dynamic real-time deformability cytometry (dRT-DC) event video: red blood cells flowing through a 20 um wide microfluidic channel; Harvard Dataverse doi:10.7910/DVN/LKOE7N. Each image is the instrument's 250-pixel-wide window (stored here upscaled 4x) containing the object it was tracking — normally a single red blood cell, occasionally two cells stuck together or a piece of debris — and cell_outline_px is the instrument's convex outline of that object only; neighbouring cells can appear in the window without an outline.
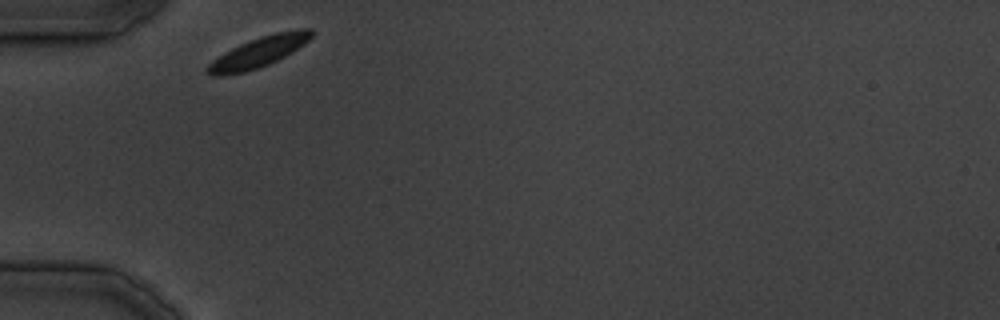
{"species": "common noctule bat (a hibernating species)", "species_latin": "Nyctalus noctula", "temperature_condition": "cold", "stored_images_in_passage": 9, "camera_frame_rate_fps": 3000, "um_per_image_px": 0.085, "animal": {"sex": "male", "body_mass_g": 19.5, "forearm_length_mm": 54.6}, "frame": {"image": 1, "passage_image": 1, "time_ms": 0.0, "image_size_px": [1000, 320], "cell_outline_px": [[312, 36], [304, 44], [284, 56], [268, 64], [244, 72], [224, 76], [212, 76], [204, 72], [204, 68], [212, 60], [232, 48], [240, 44], [276, 32], [304, 28], [312, 28]], "centroid_in_image_um": [21.92, 4.45], "position_along_channel_um": 63.1, "area_um2": 18.09}}
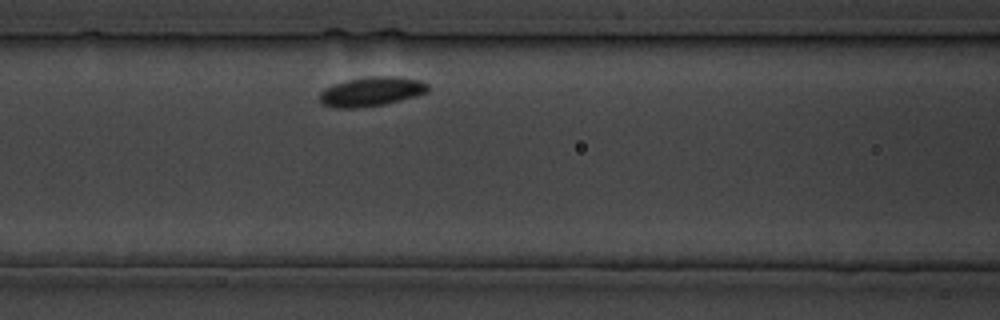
{"frame": {"image": 2, "passage_image": 6, "time_ms": 6.0, "image_size_px": [1000, 320], "cell_outline_px": [[428, 92], [416, 96], [384, 104], [356, 108], [332, 108], [320, 104], [320, 92], [336, 84], [348, 80], [368, 76], [396, 76], [420, 80], [428, 84]], "centroid_in_image_um": [31.58, 7.79], "position_along_channel_um": 135.0, "area_um2": 18.44}}